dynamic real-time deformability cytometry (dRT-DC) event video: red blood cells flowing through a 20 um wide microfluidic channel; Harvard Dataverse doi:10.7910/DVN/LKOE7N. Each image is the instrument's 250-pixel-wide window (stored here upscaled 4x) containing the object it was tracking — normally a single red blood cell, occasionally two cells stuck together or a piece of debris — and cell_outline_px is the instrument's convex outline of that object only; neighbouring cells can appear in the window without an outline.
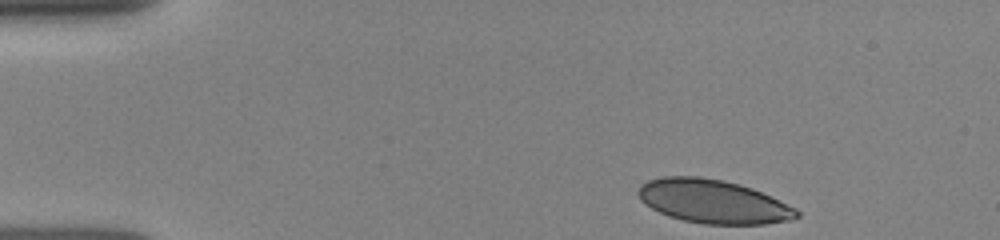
{"species": "human", "species_latin": "Homo sapiens", "temperature_condition": "room temperature", "stored_images_in_passage": 32, "camera_frame_rate_fps": 3000, "um_per_image_px": 0.085, "donor": {"sex": "female"}, "frame": {"image": 1, "passage_image": 1, "time_ms": 0.0, "image_size_px": [1000, 240], "cell_outline_px": [[800, 216], [788, 220], [764, 224], [704, 224], [684, 220], [668, 216], [644, 204], [640, 200], [636, 192], [640, 184], [648, 180], [664, 176], [700, 176], [724, 180], [740, 184], [752, 188], [772, 196], [796, 208], [800, 212]], "centroid_in_image_um": [60.6, 17.11], "position_along_channel_um": 24.4, "area_um2": 40.52}}
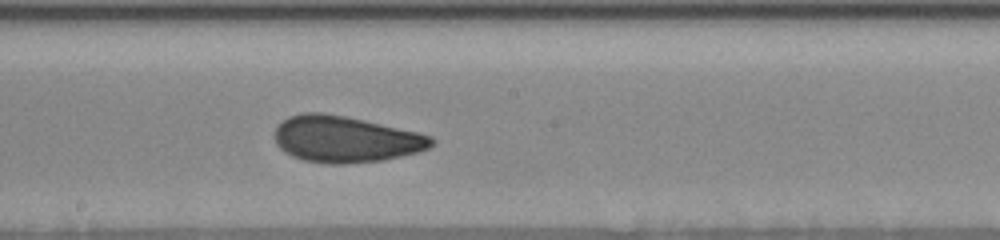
{"frame": {"image": 2, "passage_image": 19, "time_ms": 6.667, "image_size_px": [1000, 240], "cell_outline_px": [[436, 140], [428, 148], [420, 152], [384, 160], [348, 164], [328, 164], [304, 160], [292, 156], [284, 152], [276, 144], [272, 136], [276, 124], [288, 116], [304, 112], [320, 112], [344, 116], [364, 120], [416, 132], [432, 136]], "centroid_in_image_um": [29.31, 11.84], "position_along_channel_um": 218.9, "area_um2": 42.77}}
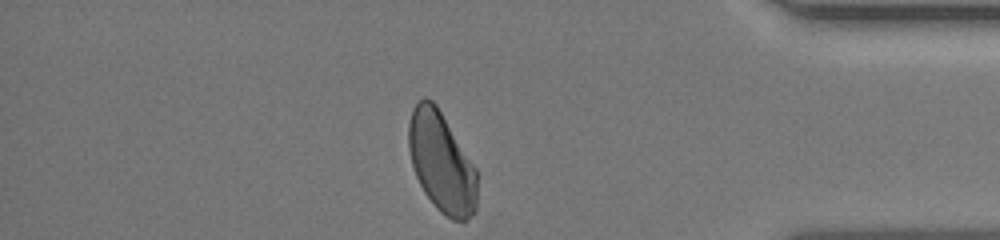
{"frame": {"image": 3, "passage_image": 32, "time_ms": 11.667, "image_size_px": [1000, 240], "cell_outline_px": [[476, 208], [468, 220], [464, 224], [452, 220], [440, 212], [436, 208], [424, 192], [416, 176], [412, 164], [408, 148], [408, 124], [412, 108], [424, 96], [432, 100], [436, 104], [476, 168]], "centroid_in_image_um": [37.52, 13.82], "position_along_channel_um": 397.7, "area_um2": 40.11}}